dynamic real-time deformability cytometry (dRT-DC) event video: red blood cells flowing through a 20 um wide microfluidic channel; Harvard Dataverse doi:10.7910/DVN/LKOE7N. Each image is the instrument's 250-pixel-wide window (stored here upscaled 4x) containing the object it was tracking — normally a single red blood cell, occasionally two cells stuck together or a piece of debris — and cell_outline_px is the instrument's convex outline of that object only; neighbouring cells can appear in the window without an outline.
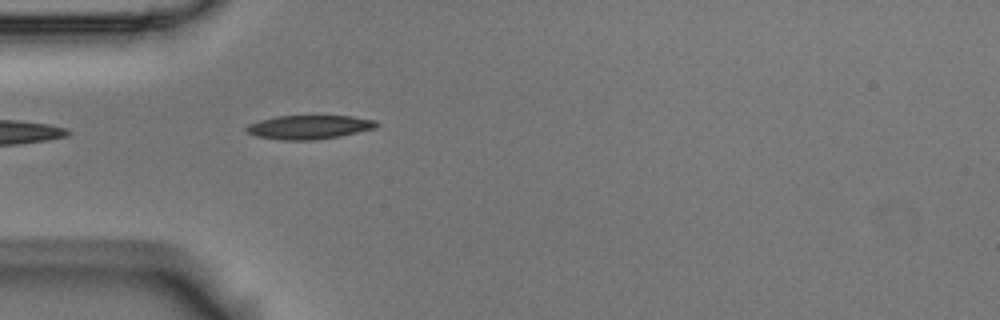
{"species": "Egyptian fruit bat (a non-hibernating species)", "species_latin": "Rousettus aegyptiacus", "temperature_condition": "room temperature", "stored_images_in_passage": 4, "camera_frame_rate_fps": 3000, "um_per_image_px": 0.085, "animal": {"sex": "male"}, "frame": {"image": 1, "passage_image": 4, "time_ms": 1.0, "image_size_px": [1000, 320], "cell_outline_px": [[380, 124], [376, 128], [340, 136], [316, 140], [280, 140], [256, 136], [248, 132], [244, 128], [248, 124], [260, 120], [276, 116], [352, 116], [376, 120]], "centroid_in_image_um": [26.29, 10.8], "position_along_channel_um": 58.7, "area_um2": 18.21}}